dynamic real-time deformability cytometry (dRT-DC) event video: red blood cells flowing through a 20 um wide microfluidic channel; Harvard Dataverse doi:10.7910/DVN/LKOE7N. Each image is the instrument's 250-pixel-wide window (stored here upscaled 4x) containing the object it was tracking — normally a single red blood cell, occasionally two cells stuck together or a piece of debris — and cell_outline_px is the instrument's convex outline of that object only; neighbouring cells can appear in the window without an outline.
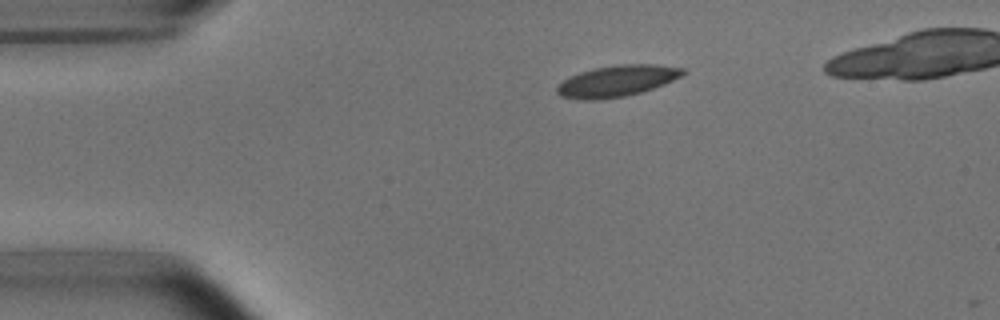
{"species": "common noctule bat (a hibernating species)", "species_latin": "Nyctalus noctula", "temperature_condition": "room temperature", "stored_images_in_passage": 4, "camera_frame_rate_fps": 3000, "um_per_image_px": 0.085, "animal": {"sex": "male", "body_mass_g": 15.6}, "frame": {"image": 1, "passage_image": 1, "time_ms": 0.0, "image_size_px": [1000, 320], "cell_outline_px": [[688, 72], [664, 84], [640, 92], [624, 96], [596, 100], [580, 100], [560, 96], [556, 92], [556, 88], [568, 76], [592, 68], [616, 64], [656, 64], [684, 68]], "centroid_in_image_um": [52.42, 6.87], "position_along_channel_um": 32.6, "area_um2": 23.0}}